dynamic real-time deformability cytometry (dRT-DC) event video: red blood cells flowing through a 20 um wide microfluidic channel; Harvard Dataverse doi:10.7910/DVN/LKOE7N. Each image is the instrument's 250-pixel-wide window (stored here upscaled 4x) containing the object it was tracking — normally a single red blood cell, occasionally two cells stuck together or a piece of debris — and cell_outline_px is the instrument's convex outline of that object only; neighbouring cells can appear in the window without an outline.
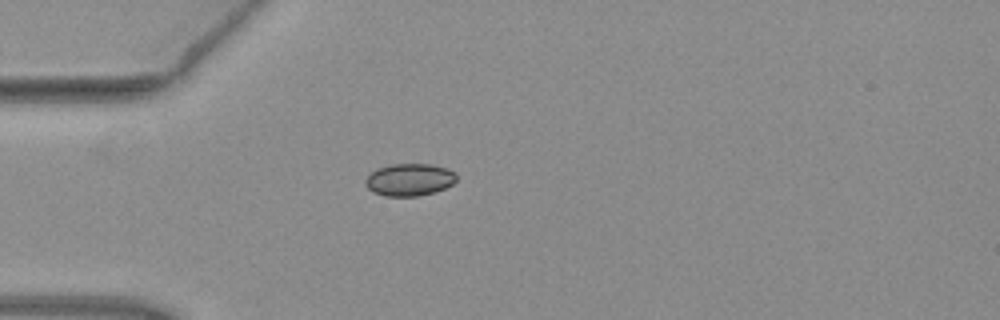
{"species": "common noctule bat (a hibernating species)", "species_latin": "Nyctalus noctula", "temperature_condition": "warm", "stored_images_in_passage": 1, "camera_frame_rate_fps": 3000, "um_per_image_px": 0.085, "animal": {"sex": "female", "body_mass_g": 19.3, "forearm_length_mm": 54.1}, "frame": {"image": 1, "passage_image": 1, "time_ms": 0.0, "image_size_px": [1000, 320], "cell_outline_px": [[456, 180], [452, 184], [444, 188], [432, 192], [416, 196], [384, 196], [372, 192], [364, 184], [364, 180], [376, 168], [392, 164], [432, 164], [448, 168], [456, 172]], "centroid_in_image_um": [34.79, 15.26], "position_along_channel_um": 50.2, "area_um2": 17.22}}